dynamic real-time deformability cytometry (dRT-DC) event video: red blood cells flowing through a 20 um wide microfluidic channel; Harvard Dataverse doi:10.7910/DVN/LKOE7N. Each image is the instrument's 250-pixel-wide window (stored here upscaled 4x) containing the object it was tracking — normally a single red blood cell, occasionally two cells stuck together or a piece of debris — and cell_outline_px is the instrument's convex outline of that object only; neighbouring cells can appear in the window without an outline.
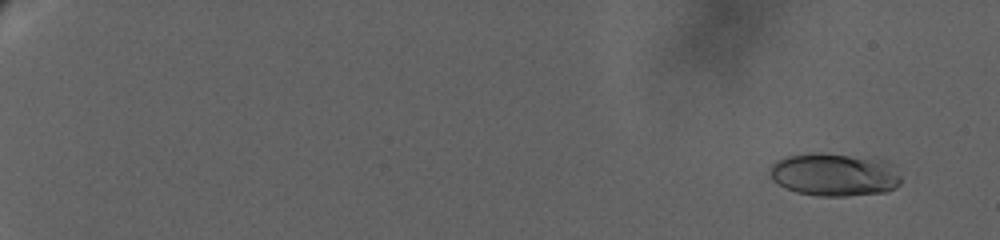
{"species": "human", "species_latin": "Homo sapiens", "temperature_condition": "warm", "stored_images_in_passage": 84, "camera_frame_rate_fps": 3000, "um_per_image_px": 0.085, "donor": {"sex": "female"}, "frame": {"image": 1, "passage_image": 9, "time_ms": 1.667, "image_size_px": [1000, 240], "cell_outline_px": [[900, 184], [896, 188], [884, 192], [848, 196], [816, 196], [796, 192], [772, 180], [772, 164], [776, 160], [788, 156], [812, 152], [820, 152], [884, 160], [892, 164], [900, 176]], "centroid_in_image_um": [70.95, 14.84], "position_along_channel_um": 14.1, "area_um2": 32.71}}
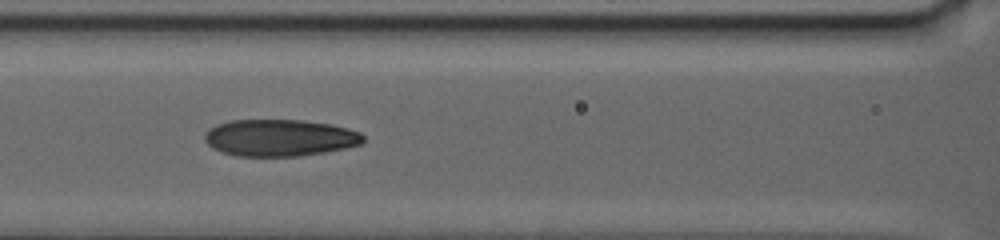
{"frame": {"image": 2, "passage_image": 51, "time_ms": 13.333, "image_size_px": [1000, 240], "cell_outline_px": [[364, 140], [360, 144], [344, 148], [324, 152], [300, 156], [236, 156], [212, 148], [204, 140], [204, 132], [208, 128], [216, 124], [228, 120], [304, 120], [332, 124], [348, 128], [360, 132], [364, 136]], "centroid_in_image_um": [23.75, 11.7], "position_along_channel_um": 142.9, "area_um2": 34.28}}
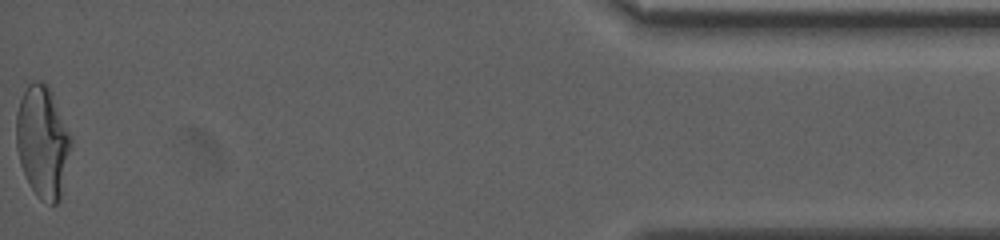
{"frame": {"image": 3, "passage_image": 83, "time_ms": 25.333, "image_size_px": [1000, 240], "cell_outline_px": [[72, 144], [60, 200], [56, 204], [52, 204], [40, 200], [36, 196], [20, 164], [16, 148], [16, 112], [20, 100], [28, 84], [32, 80], [44, 80], [48, 84], [52, 92], [72, 136]], "centroid_in_image_um": [3.63, 12.02], "position_along_channel_um": 431.6, "area_um2": 36.13}, "authors_computed_cell_mechanics": {"area_um2": 33.3506, "velocity_mm_per_s": 2.9717, "shape_relaxation_time_tau1_ms": null, "shape_relaxation_time_tau2_ms": 1.1971, "deformation_change_tau1": null, "deformation_change_tau2": 0.0721}}